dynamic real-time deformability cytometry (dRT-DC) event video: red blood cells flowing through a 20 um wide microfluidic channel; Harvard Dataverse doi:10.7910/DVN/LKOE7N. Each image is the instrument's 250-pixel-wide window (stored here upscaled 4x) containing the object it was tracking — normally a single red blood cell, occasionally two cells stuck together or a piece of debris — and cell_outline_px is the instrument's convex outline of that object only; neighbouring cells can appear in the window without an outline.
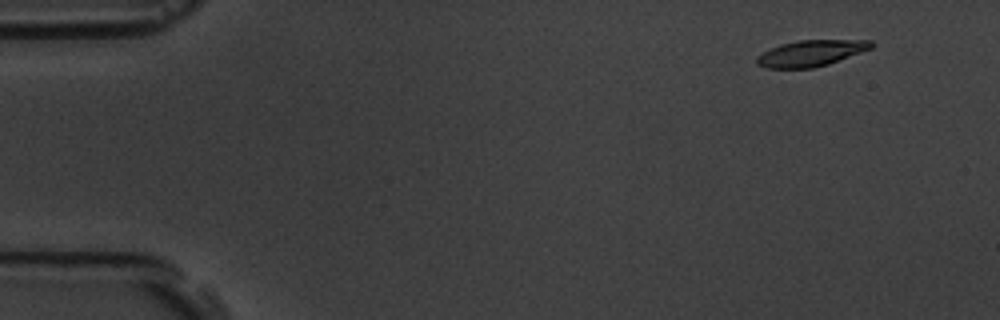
{"species": "common noctule bat (a hibernating species)", "species_latin": "Nyctalus noctula", "temperature_condition": "room temperature", "stored_images_in_passage": 6, "camera_frame_rate_fps": 3000, "um_per_image_px": 0.085, "animal": {"sex": "male", "body_mass_g": 19.5, "forearm_length_mm": 54.6}, "frame": {"image": 1, "passage_image": 1, "time_ms": 0.0, "image_size_px": [1000, 320], "cell_outline_px": [[872, 48], [828, 64], [812, 68], [768, 68], [756, 64], [756, 56], [780, 44], [800, 40], [872, 40]], "centroid_in_image_um": [68.91, 4.52], "position_along_channel_um": 16.1, "area_um2": 17.22}}
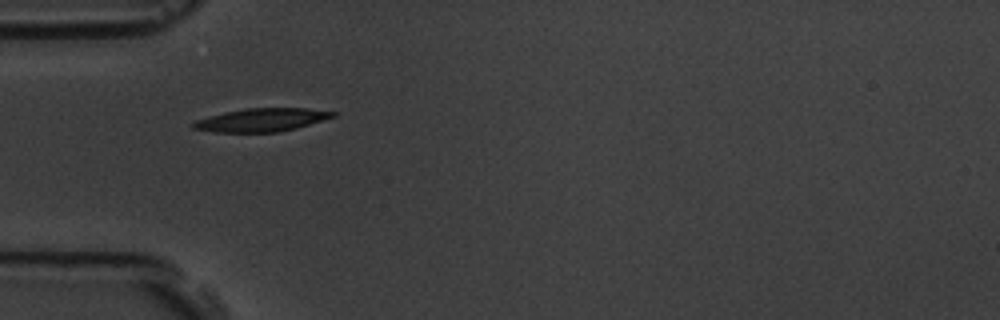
{"frame": {"image": 2, "passage_image": 5, "time_ms": 4.333, "image_size_px": [1000, 320], "cell_outline_px": [[340, 112], [336, 116], [296, 128], [276, 132], [216, 132], [192, 128], [192, 124], [196, 120], [208, 116], [224, 112], [248, 108], [308, 108]], "centroid_in_image_um": [22.27, 10.18], "position_along_channel_um": 62.7, "area_um2": 18.84}}
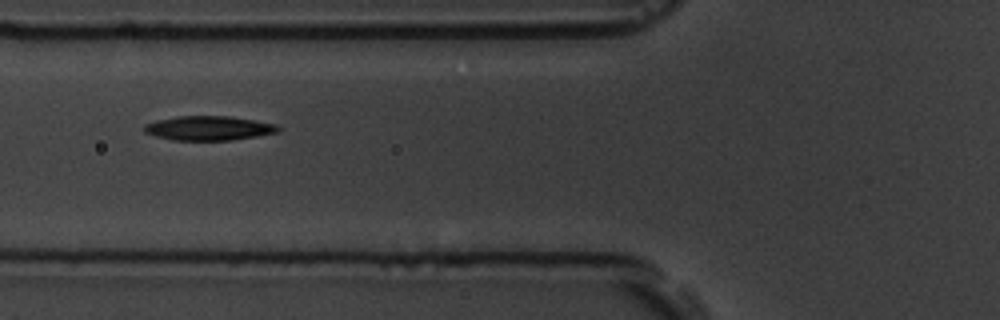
{"frame": {"image": 3, "passage_image": 6, "time_ms": 5.667, "image_size_px": [1000, 320], "cell_outline_px": [[280, 132], [232, 140], [172, 140], [156, 136], [144, 132], [144, 124], [156, 120], [176, 116], [228, 116], [276, 124], [280, 128]], "centroid_in_image_um": [17.72, 10.89], "position_along_channel_um": 108.1, "area_um2": 18.96}}